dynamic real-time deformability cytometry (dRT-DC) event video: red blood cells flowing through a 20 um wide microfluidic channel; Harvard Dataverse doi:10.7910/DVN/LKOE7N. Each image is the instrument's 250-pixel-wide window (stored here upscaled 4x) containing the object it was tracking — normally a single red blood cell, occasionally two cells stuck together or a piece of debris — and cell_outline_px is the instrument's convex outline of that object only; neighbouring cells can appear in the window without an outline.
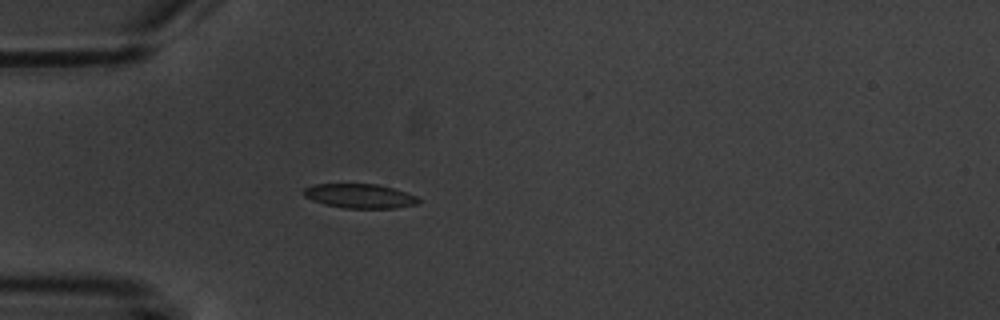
{"species": "common noctule bat (a hibernating species)", "species_latin": "Nyctalus noctula", "temperature_condition": "warm", "stored_images_in_passage": 3, "camera_frame_rate_fps": 3000, "um_per_image_px": 0.085, "animal": {"sex": "male", "body_mass_g": 20.1, "forearm_length_mm": 53.5}, "frame": {"image": 1, "passage_image": 3, "time_ms": 4.0, "image_size_px": [1000, 320], "cell_outline_px": [[420, 204], [396, 208], [344, 208], [324, 204], [312, 200], [304, 196], [300, 192], [304, 188], [312, 184], [376, 184], [392, 188], [416, 196], [420, 200]], "centroid_in_image_um": [30.54, 16.66], "position_along_channel_um": 54.5, "area_um2": 16.36}}